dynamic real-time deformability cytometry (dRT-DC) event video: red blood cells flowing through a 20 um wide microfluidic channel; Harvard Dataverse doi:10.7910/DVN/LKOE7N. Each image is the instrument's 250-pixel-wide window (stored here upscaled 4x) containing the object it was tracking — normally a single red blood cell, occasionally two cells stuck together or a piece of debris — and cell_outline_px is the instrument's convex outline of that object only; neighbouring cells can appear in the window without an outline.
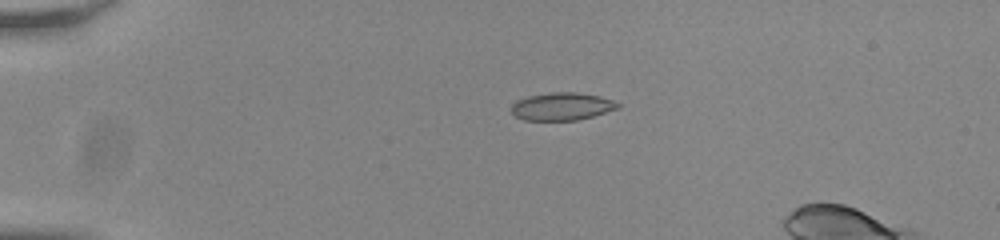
{"species": "common noctule bat (a hibernating species)", "species_latin": "Nyctalus noctula", "temperature_condition": "room temperature", "stored_images_in_passage": 42, "camera_frame_rate_fps": 3000, "um_per_image_px": 0.085, "animal": {"sex": "male", "body_mass_g": 20.0, "forearm_length_mm": 53.3}, "frame": {"image": 1, "passage_image": 1, "time_ms": 0.0, "image_size_px": [1000, 240], "cell_outline_px": [[620, 104], [616, 108], [592, 116], [576, 120], [524, 120], [516, 116], [512, 112], [512, 104], [516, 100], [528, 96], [552, 92], [576, 92], [600, 96], [612, 100]], "centroid_in_image_um": [47.72, 9.04], "position_along_channel_um": 37.3, "area_um2": 16.94}}
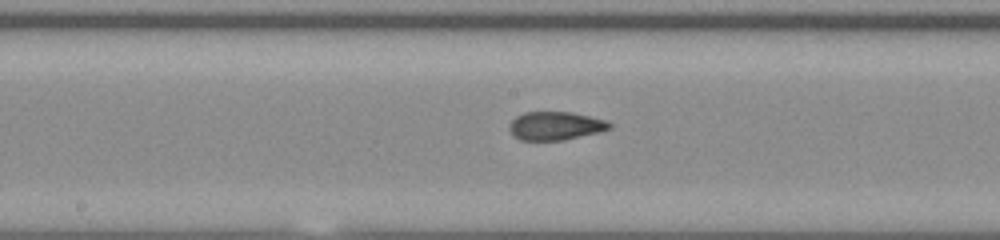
{"frame": {"image": 2, "passage_image": 18, "time_ms": 5.667, "image_size_px": [1000, 240], "cell_outline_px": [[612, 128], [600, 132], [564, 140], [520, 140], [508, 128], [508, 124], [516, 116], [524, 112], [572, 112], [604, 120], [612, 124]], "centroid_in_image_um": [47.21, 10.69], "position_along_channel_um": 201.0, "area_um2": 16.53}}
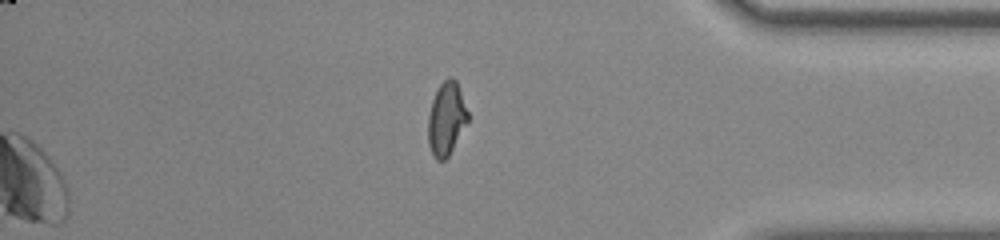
{"frame": {"image": 3, "passage_image": 35, "time_ms": 11.333, "image_size_px": [1000, 240], "cell_outline_px": [[468, 120], [448, 156], [444, 160], [436, 160], [432, 156], [428, 144], [428, 116], [432, 100], [440, 84], [448, 76], [452, 76], [456, 80], [468, 112]], "centroid_in_image_um": [37.92, 10.09], "position_along_channel_um": 397.3, "area_um2": 16.82}, "authors_computed_cell_mechanics": {"area_um2": 17.051, "velocity_mm_per_s": 3.8426, "shape_relaxation_time_tau1_ms": null, "shape_relaxation_time_tau2_ms": 0.799, "deformation_change_tau1": null, "deformation_change_tau2": 0.066}}